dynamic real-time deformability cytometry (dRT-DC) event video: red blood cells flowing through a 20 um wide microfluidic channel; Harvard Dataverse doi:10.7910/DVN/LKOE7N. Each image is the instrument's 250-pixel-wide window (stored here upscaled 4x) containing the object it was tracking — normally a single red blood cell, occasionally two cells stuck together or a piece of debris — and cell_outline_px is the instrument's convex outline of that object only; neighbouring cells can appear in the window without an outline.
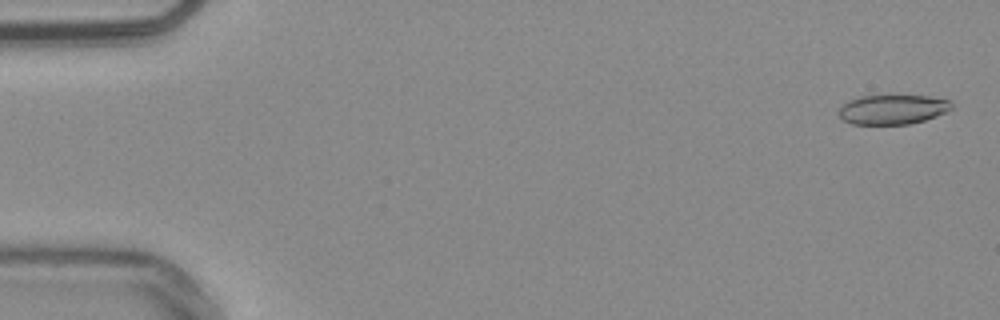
{"species": "common noctule bat (a hibernating species)", "species_latin": "Nyctalus noctula", "temperature_condition": "warm", "stored_images_in_passage": 54, "camera_frame_rate_fps": 3000, "um_per_image_px": 0.085, "animal": {"sex": "male", "body_mass_g": 20.4}, "frame": {"image": 1, "passage_image": 2, "time_ms": 0.333, "image_size_px": [1000, 320], "cell_outline_px": [[952, 108], [948, 112], [912, 124], [852, 124], [844, 120], [836, 112], [848, 100], [860, 96], [892, 92], [928, 96], [952, 100]], "centroid_in_image_um": [75.9, 9.24], "position_along_channel_um": 9.1, "area_um2": 20.52}}
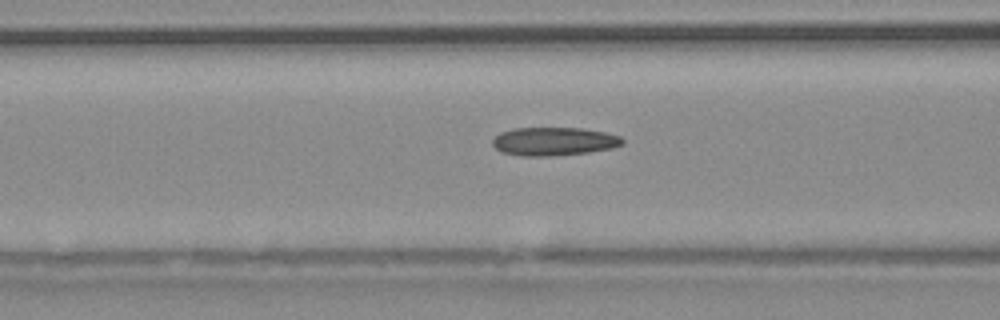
{"frame": {"image": 2, "passage_image": 22, "time_ms": 7.0, "image_size_px": [1000, 320], "cell_outline_px": [[624, 144], [612, 148], [588, 152], [548, 156], [520, 156], [500, 152], [492, 144], [492, 140], [500, 132], [512, 128], [580, 128], [604, 132], [620, 136], [624, 140]], "centroid_in_image_um": [47.06, 12.02], "position_along_channel_um": 119.5, "area_um2": 21.5}}
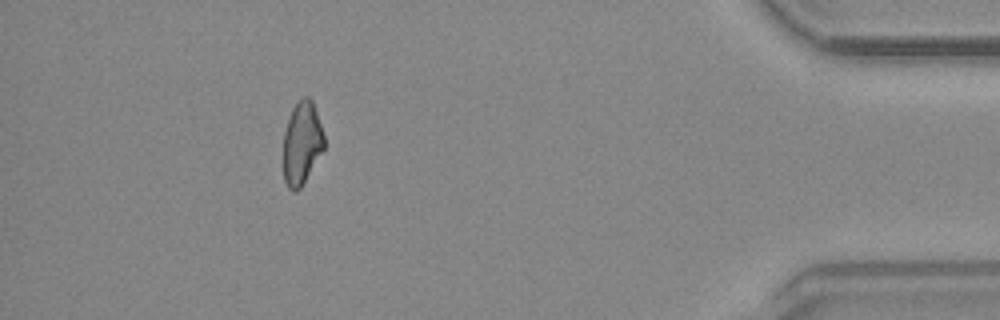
{"frame": {"image": 3, "passage_image": 49, "time_ms": 16.0, "image_size_px": [1000, 320], "cell_outline_px": [[324, 148], [300, 188], [296, 192], [292, 192], [288, 188], [284, 180], [284, 132], [292, 108], [304, 96], [308, 96], [312, 100], [324, 136]], "centroid_in_image_um": [25.64, 12.18], "position_along_channel_um": 409.6, "area_um2": 19.36}, "authors_computed_cell_mechanics": {"area_um2": 20.9525, "velocity_mm_per_s": 3.8216, "shape_relaxation_time_tau1_ms": null, "shape_relaxation_time_tau2_ms": 4.103, "deformation_change_tau1": null, "deformation_change_tau2": 0.1111}}